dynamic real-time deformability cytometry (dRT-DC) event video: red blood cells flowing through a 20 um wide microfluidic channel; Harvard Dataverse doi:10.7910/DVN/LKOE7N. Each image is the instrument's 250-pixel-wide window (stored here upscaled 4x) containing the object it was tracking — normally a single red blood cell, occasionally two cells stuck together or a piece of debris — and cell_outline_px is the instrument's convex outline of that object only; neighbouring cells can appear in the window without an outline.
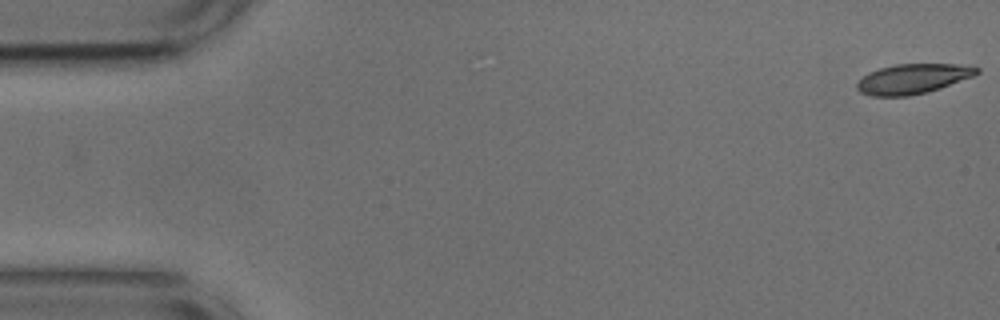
{"species": "common noctule bat (a hibernating species)", "species_latin": "Nyctalus noctula", "temperature_condition": "cold", "stored_images_in_passage": 53, "camera_frame_rate_fps": 3000, "um_per_image_px": 0.085, "animal": {"sex": "male", "body_mass_g": 17.9, "forearm_length_mm": 54.2}, "frame": {"image": 1, "passage_image": 1, "time_ms": 0.0, "image_size_px": [1000, 320], "cell_outline_px": [[980, 72], [972, 76], [940, 88], [928, 92], [908, 96], [872, 96], [860, 92], [856, 88], [856, 84], [868, 72], [880, 68], [896, 64], [956, 64], [980, 68]], "centroid_in_image_um": [77.57, 6.7], "position_along_channel_um": 7.4, "area_um2": 20.69}}
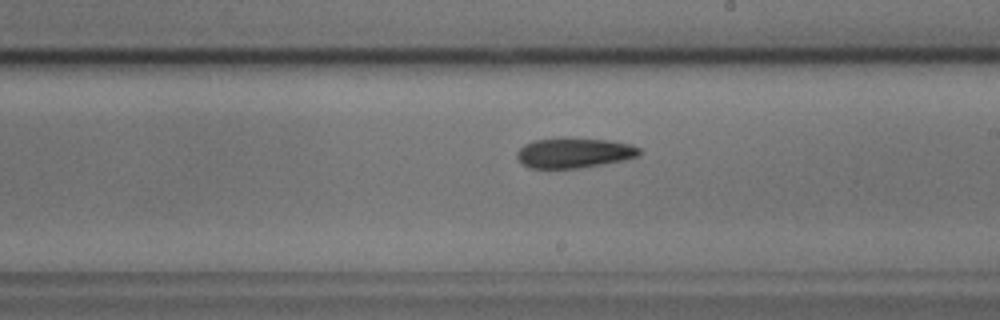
{"frame": {"image": 2, "passage_image": 30, "time_ms": 9.667, "image_size_px": [1000, 320], "cell_outline_px": [[640, 156], [624, 160], [580, 168], [528, 168], [520, 164], [516, 156], [516, 152], [524, 144], [532, 140], [560, 136], [568, 136], [608, 140], [632, 144], [640, 148]], "centroid_in_image_um": [48.76, 12.96], "position_along_channel_um": 240.2, "area_um2": 22.25}}
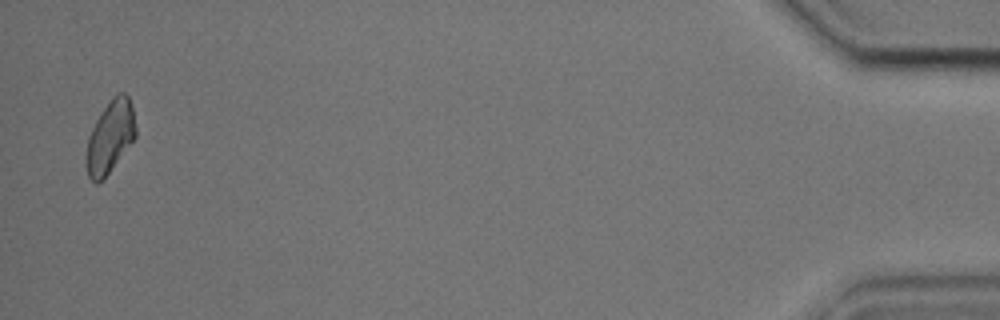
{"frame": {"image": 3, "passage_image": 52, "time_ms": 17.0, "image_size_px": [1000, 320], "cell_outline_px": [[136, 136], [108, 172], [96, 184], [88, 176], [84, 164], [84, 160], [88, 136], [96, 120], [112, 96], [120, 92], [124, 92], [128, 96], [132, 108], [136, 128]], "centroid_in_image_um": [9.32, 11.62], "position_along_channel_um": 425.9, "area_um2": 20.58}, "authors_computed_cell_mechanics": {"area_um2": 21.4438, "velocity_mm_per_s": 3.7444, "shape_relaxation_time_tau1_ms": 5.2388, "shape_relaxation_time_tau2_ms": 8.5795, "deformation_change_tau1": 0.1111, "deformation_change_tau2": 0.1711}}